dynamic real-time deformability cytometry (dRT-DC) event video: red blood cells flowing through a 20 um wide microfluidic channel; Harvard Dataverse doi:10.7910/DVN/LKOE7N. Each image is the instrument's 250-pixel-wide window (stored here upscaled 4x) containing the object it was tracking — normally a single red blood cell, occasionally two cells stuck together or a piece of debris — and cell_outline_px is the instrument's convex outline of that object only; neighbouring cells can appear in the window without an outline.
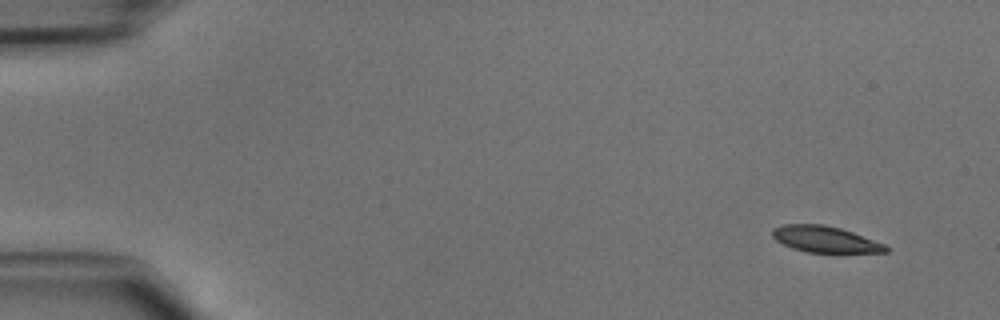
{"species": "common noctule bat (a hibernating species)", "species_latin": "Nyctalus noctula", "temperature_condition": "cold", "stored_images_in_passage": 44, "camera_frame_rate_fps": 3000, "um_per_image_px": 0.085, "animal": {"sex": "male", "body_mass_g": 15.6}, "frame": {"image": 1, "passage_image": 1, "time_ms": 0.0, "image_size_px": [1000, 320], "cell_outline_px": [[888, 252], [836, 256], [832, 256], [808, 252], [792, 248], [776, 240], [772, 236], [772, 228], [784, 224], [824, 224], [840, 228], [852, 232], [884, 244], [888, 248]], "centroid_in_image_um": [70.2, 20.41], "position_along_channel_um": 14.8, "area_um2": 18.32}}
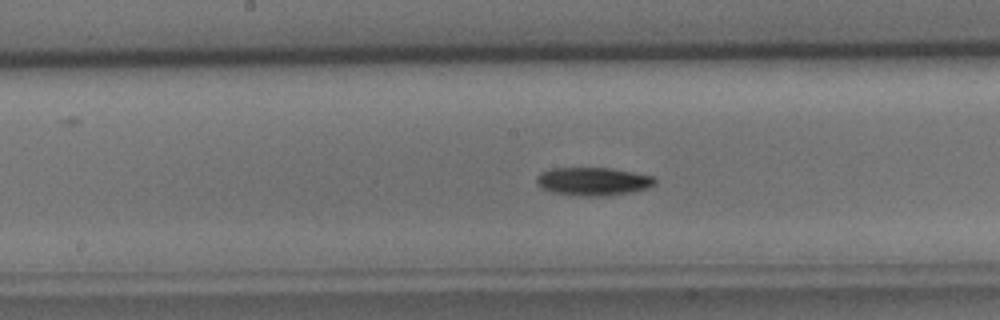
{"frame": {"image": 2, "passage_image": 22, "time_ms": 7.0, "image_size_px": [1000, 320], "cell_outline_px": [[656, 184], [648, 188], [632, 192], [604, 196], [580, 196], [552, 192], [536, 184], [536, 176], [540, 172], [548, 168], [612, 168], [652, 176], [656, 180]], "centroid_in_image_um": [50.39, 15.41], "position_along_channel_um": 197.8, "area_um2": 19.54}}
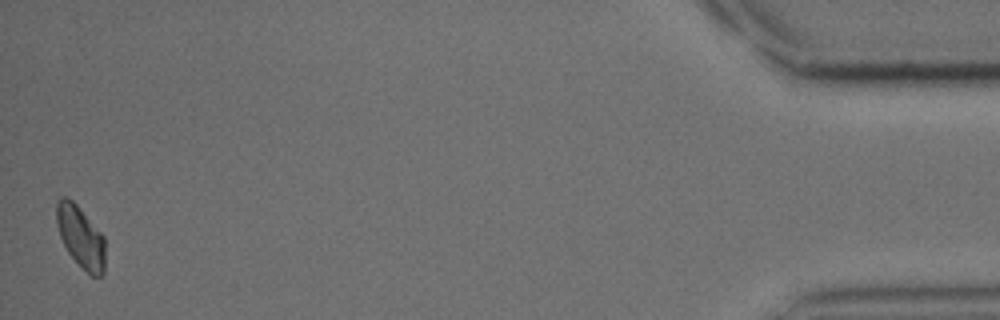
{"frame": {"image": 3, "passage_image": 44, "time_ms": 14.333, "image_size_px": [1000, 320], "cell_outline_px": [[104, 276], [92, 276], [68, 252], [60, 236], [56, 224], [56, 204], [60, 196], [64, 196], [72, 200], [76, 204], [104, 236]], "centroid_in_image_um": [6.84, 20.11], "position_along_channel_um": 428.4, "area_um2": 17.22}}